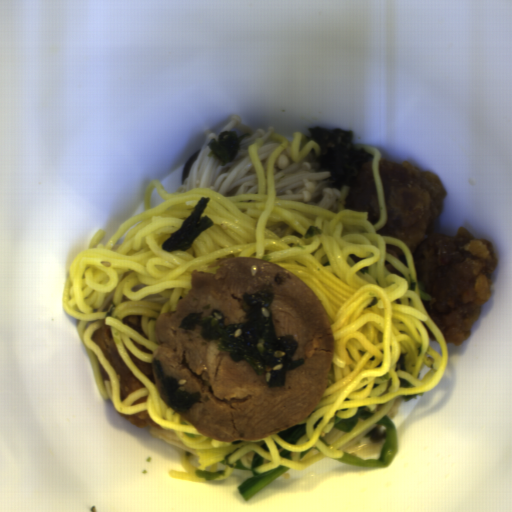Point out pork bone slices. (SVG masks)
Here are the masks:
<instances>
[{
    "label": "pork bone slices",
    "instance_id": "d1f655de",
    "mask_svg": "<svg viewBox=\"0 0 512 512\" xmlns=\"http://www.w3.org/2000/svg\"><path fill=\"white\" fill-rule=\"evenodd\" d=\"M209 266L219 267L217 272L193 270L190 291L155 322L152 358L179 389L200 394L187 412L178 413L217 441H256L297 426L319 403L332 373L335 337L319 297L304 281L262 259L223 258ZM277 272L285 278L282 285L274 281ZM263 284L275 290L270 309L277 336H295L300 347L292 360L305 361L287 371L283 387L268 388L246 361L219 351V340L202 339L200 326L195 331L178 328L190 313L216 309L226 316V325L243 322L244 292H256Z\"/></svg>",
    "mask_w": 512,
    "mask_h": 512
},
{
    "label": "pork bone slices",
    "instance_id": "8bd94acc",
    "mask_svg": "<svg viewBox=\"0 0 512 512\" xmlns=\"http://www.w3.org/2000/svg\"><path fill=\"white\" fill-rule=\"evenodd\" d=\"M152 370H153V375H154V380H155V385H156V389L158 391V394L159 396L166 402L165 398L162 396L161 394V391H160V381L158 380L157 376H156V372L152 366ZM167 403V402H166Z\"/></svg>",
    "mask_w": 512,
    "mask_h": 512
}]
</instances>
